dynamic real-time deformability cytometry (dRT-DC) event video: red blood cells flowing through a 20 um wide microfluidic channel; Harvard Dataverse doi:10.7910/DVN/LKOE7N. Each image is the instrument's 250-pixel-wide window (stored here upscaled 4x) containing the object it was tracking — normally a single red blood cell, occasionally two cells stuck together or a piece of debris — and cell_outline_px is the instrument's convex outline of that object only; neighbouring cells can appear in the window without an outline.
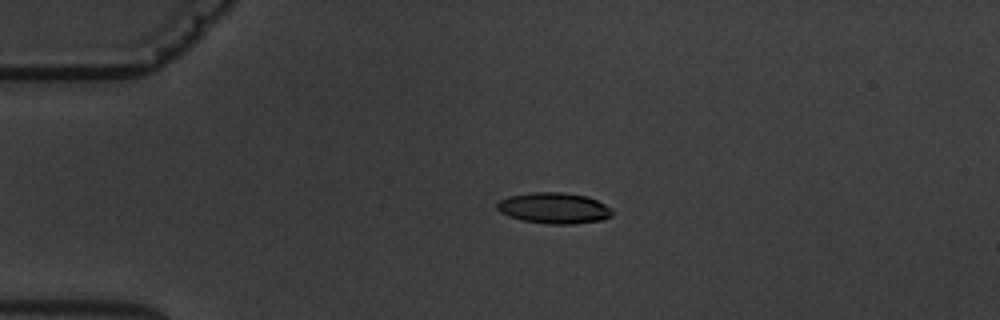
{"species": "common noctule bat (a hibernating species)", "species_latin": "Nyctalus noctula", "temperature_condition": "warm", "stored_images_in_passage": 4, "camera_frame_rate_fps": 3000, "um_per_image_px": 0.085, "animal": {"sex": "male", "body_mass_g": 19.5, "forearm_length_mm": 54.6}, "frame": {"image": 1, "passage_image": 3, "time_ms": 3.0, "image_size_px": [1000, 320], "cell_outline_px": [[612, 216], [604, 220], [572, 224], [548, 224], [524, 220], [508, 216], [500, 212], [496, 208], [496, 204], [500, 200], [508, 196], [528, 192], [564, 192], [588, 196], [612, 208]], "centroid_in_image_um": [47.1, 17.68], "position_along_channel_um": 37.9, "area_um2": 20.98}}